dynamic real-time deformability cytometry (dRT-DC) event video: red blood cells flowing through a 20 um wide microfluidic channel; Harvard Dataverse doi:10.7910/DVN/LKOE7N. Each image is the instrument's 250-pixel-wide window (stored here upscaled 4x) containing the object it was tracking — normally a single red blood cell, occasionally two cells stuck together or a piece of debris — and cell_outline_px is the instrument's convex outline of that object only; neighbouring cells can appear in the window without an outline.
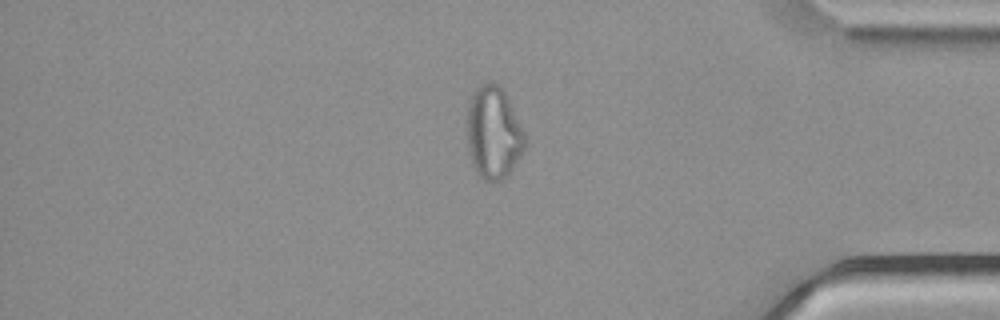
{"species": "common noctule bat (a hibernating species)", "species_latin": "Nyctalus noctula", "temperature_condition": "cold", "stored_images_in_passage": 38, "camera_frame_rate_fps": 3000, "um_per_image_px": 0.085, "animal": {"sex": "male", "body_mass_g": 21.5, "forearm_length_mm": 52.0}, "frame": {"image": 1, "passage_image": 33, "time_ms": 10.667, "image_size_px": [1000, 320], "cell_outline_px": [[524, 152], [508, 176], [500, 180], [484, 180], [476, 172], [472, 164], [468, 152], [468, 104], [476, 88], [484, 80], [496, 80], [500, 84], [524, 132]], "centroid_in_image_um": [41.94, 11.26], "position_along_channel_um": 393.3, "area_um2": 31.21}}